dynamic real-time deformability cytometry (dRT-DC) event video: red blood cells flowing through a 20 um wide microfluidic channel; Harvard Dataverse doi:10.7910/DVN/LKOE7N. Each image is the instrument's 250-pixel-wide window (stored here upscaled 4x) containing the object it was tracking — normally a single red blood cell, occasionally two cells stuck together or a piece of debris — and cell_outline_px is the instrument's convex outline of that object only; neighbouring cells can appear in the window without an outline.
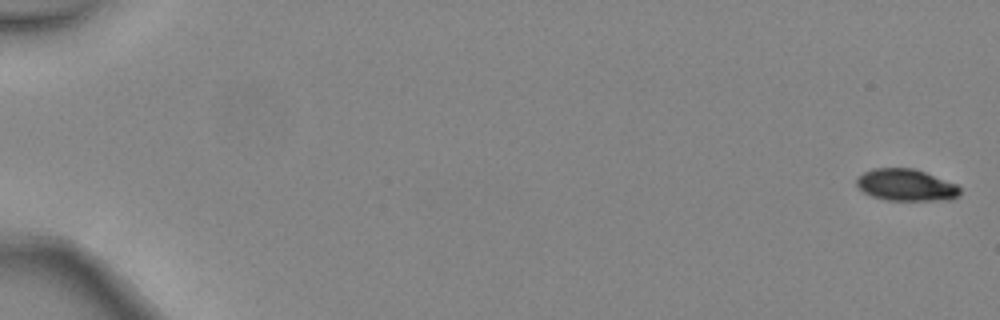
{"species": "common noctule bat (a hibernating species)", "species_latin": "Nyctalus noctula", "temperature_condition": "warm", "stored_images_in_passage": 5, "camera_frame_rate_fps": 3000, "um_per_image_px": 0.085, "animal": {"sex": "female", "body_mass_g": 24.6, "forearm_length_mm": 56.2}, "frame": {"image": 1, "passage_image": 1, "time_ms": 0.0, "image_size_px": [1000, 320], "cell_outline_px": [[960, 196], [952, 200], [888, 200], [872, 196], [864, 192], [856, 184], [856, 180], [864, 172], [872, 168], [912, 168], [924, 172], [956, 184], [960, 188]], "centroid_in_image_um": [77.03, 15.73], "position_along_channel_um": 8.0, "area_um2": 19.07}}
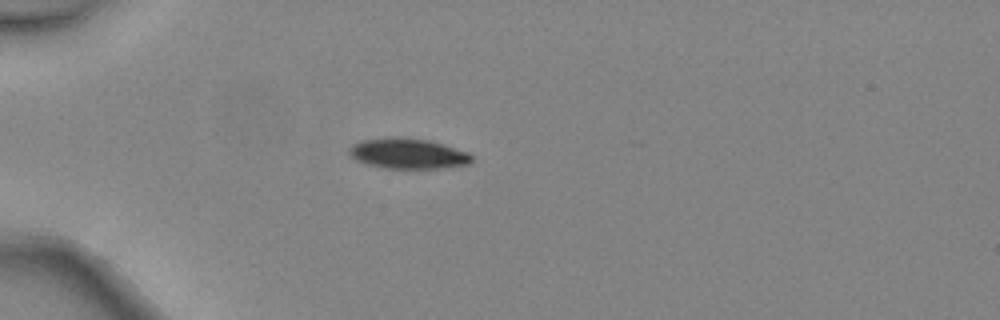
{"frame": {"image": 2, "passage_image": 5, "time_ms": 1.333, "image_size_px": [1000, 320], "cell_outline_px": [[472, 160], [468, 164], [440, 168], [384, 168], [368, 164], [356, 160], [348, 152], [348, 148], [352, 144], [360, 140], [388, 136], [396, 136], [428, 140], [444, 144], [468, 152], [472, 156]], "centroid_in_image_um": [34.64, 13.03], "position_along_channel_um": 50.4, "area_um2": 21.85}}